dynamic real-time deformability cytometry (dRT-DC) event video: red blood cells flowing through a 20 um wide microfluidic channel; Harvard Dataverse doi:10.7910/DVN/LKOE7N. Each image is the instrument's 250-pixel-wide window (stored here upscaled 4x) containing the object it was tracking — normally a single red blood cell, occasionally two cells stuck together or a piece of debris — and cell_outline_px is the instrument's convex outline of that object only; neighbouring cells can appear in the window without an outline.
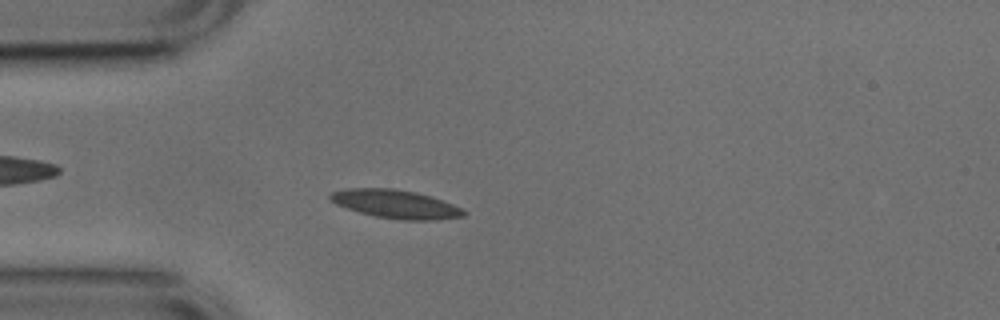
{"species": "common noctule bat (a hibernating species)", "species_latin": "Nyctalus noctula", "temperature_condition": "cold", "stored_images_in_passage": 47, "camera_frame_rate_fps": 3000, "um_per_image_px": 0.085, "animal": {"sex": "male", "body_mass_g": 17.9, "forearm_length_mm": 54.2}, "frame": {"image": 1, "passage_image": 8, "time_ms": 2.333, "image_size_px": [1000, 320], "cell_outline_px": [[468, 212], [464, 216], [432, 220], [400, 220], [376, 216], [360, 212], [336, 204], [328, 196], [332, 192], [348, 188], [392, 188], [416, 192], [452, 204]], "centroid_in_image_um": [33.62, 17.34], "position_along_channel_um": 51.4, "area_um2": 21.79}}
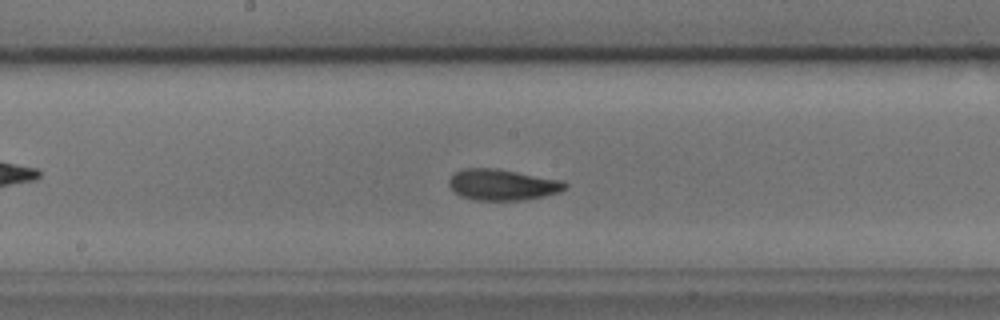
{"frame": {"image": 2, "passage_image": 21, "time_ms": 6.667, "image_size_px": [1000, 320], "cell_outline_px": [[568, 188], [560, 192], [544, 196], [520, 200], [476, 200], [460, 196], [448, 184], [448, 180], [456, 172], [464, 168], [496, 168], [564, 180], [568, 184]], "centroid_in_image_um": [42.75, 15.69], "position_along_channel_um": 205.4, "area_um2": 21.1}, "authors_computed_cell_mechanics": {"area_um2": 20.23, "velocity_mm_per_s": 3.7357, "shape_relaxation_time_tau1_ms": 2.5893, "shape_relaxation_time_tau2_ms": 1.6196, "deformation_change_tau1": 0.1273, "deformation_change_tau2": 0.0863}}